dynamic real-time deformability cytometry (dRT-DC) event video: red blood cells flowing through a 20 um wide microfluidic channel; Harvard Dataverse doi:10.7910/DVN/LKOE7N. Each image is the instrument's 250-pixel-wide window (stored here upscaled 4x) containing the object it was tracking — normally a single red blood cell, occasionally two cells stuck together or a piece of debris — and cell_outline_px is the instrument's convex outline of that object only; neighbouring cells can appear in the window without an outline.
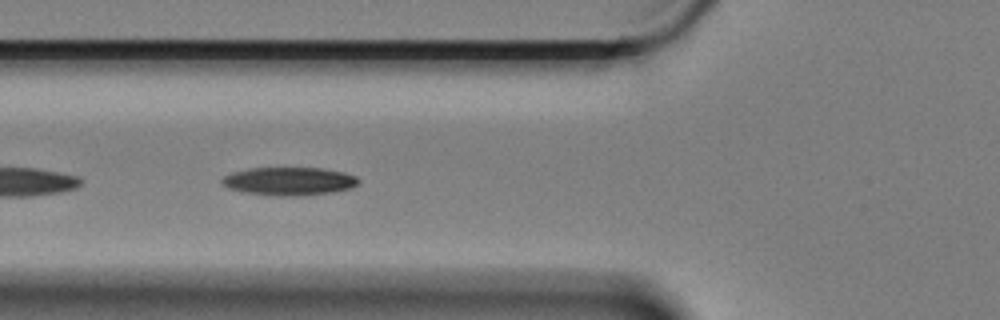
{"species": "Egyptian fruit bat (a non-hibernating species)", "species_latin": "Rousettus aegyptiacus", "temperature_condition": "cold", "stored_images_in_passage": 15, "camera_frame_rate_fps": 3000, "um_per_image_px": 0.085, "animal": {"sex": "female"}, "frame": {"image": 1, "passage_image": 5, "time_ms": 1.333, "image_size_px": [1000, 320], "cell_outline_px": [[360, 180], [352, 188], [332, 192], [300, 196], [272, 196], [240, 192], [228, 188], [220, 180], [224, 176], [232, 172], [248, 168], [320, 168], [344, 172], [356, 176]], "centroid_in_image_um": [24.55, 15.41], "position_along_channel_um": 101.2, "area_um2": 22.6}}